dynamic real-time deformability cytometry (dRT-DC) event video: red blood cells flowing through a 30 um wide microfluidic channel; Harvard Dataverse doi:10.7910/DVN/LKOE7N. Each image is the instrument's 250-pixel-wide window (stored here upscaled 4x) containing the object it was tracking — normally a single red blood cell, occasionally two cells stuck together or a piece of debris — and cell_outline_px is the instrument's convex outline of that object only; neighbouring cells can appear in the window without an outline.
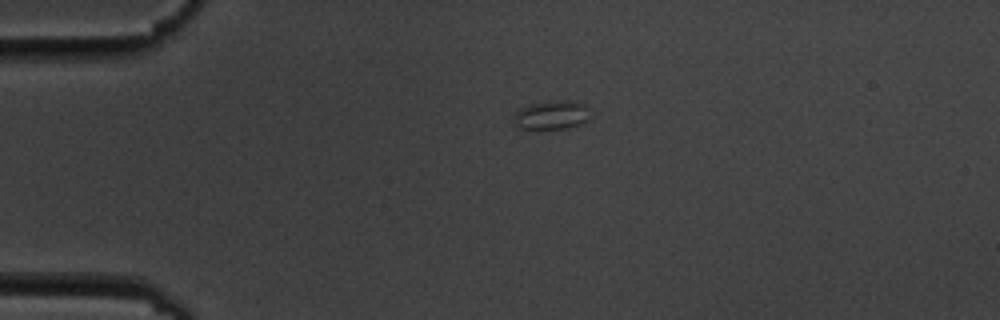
{"species": "common noctule bat (a hibernating species)", "species_latin": "Nyctalus noctula", "temperature_condition": "cold", "stored_images_in_passage": 2, "camera_frame_rate_fps": 3000, "um_per_image_px": 0.085, "animal": {"sex": "male", "body_mass_g": 19.5, "forearm_length_mm": 54.6}, "frame": {"image": 1, "passage_image": 1, "time_ms": 0.0, "image_size_px": [1000, 320], "cell_outline_px": [[588, 108], [584, 120], [580, 124], [568, 128], [536, 132], [520, 128], [516, 124], [512, 116], [520, 108], [532, 104], [556, 100], [572, 100], [588, 104]], "centroid_in_image_um": [46.83, 9.81], "position_along_channel_um": 38.2, "area_um2": 13.24}}